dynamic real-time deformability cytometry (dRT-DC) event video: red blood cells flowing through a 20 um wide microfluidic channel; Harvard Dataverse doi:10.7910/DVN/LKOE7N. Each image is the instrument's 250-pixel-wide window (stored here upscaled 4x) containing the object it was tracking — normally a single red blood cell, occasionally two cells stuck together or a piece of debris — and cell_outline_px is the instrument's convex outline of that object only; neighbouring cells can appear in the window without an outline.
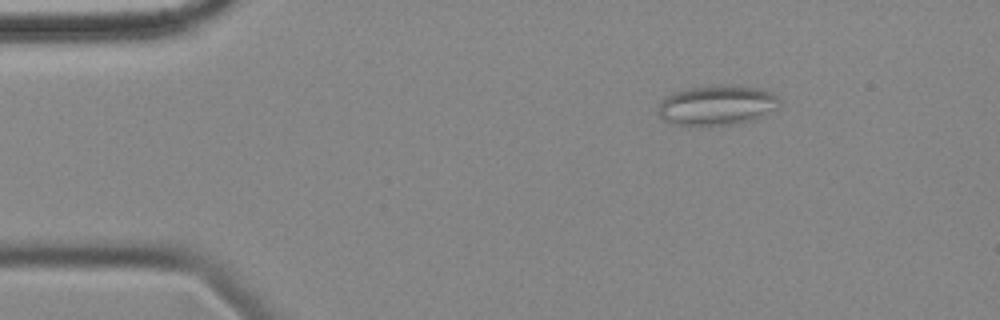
{"species": "common noctule bat (a hibernating species)", "species_latin": "Nyctalus noctula", "temperature_condition": "cold", "stored_images_in_passage": 10, "camera_frame_rate_fps": 3000, "um_per_image_px": 0.085, "animal": {"sex": "female", "body_mass_g": 18.4}, "frame": {"image": 1, "passage_image": 1, "time_ms": 0.0, "image_size_px": [1000, 320], "cell_outline_px": [[780, 108], [756, 120], [732, 124], [672, 124], [664, 120], [656, 112], [660, 100], [664, 96], [672, 92], [688, 88], [720, 84], [728, 84], [760, 88], [772, 92], [780, 100]], "centroid_in_image_um": [60.96, 8.92], "position_along_channel_um": 24.0, "area_um2": 28.73}}